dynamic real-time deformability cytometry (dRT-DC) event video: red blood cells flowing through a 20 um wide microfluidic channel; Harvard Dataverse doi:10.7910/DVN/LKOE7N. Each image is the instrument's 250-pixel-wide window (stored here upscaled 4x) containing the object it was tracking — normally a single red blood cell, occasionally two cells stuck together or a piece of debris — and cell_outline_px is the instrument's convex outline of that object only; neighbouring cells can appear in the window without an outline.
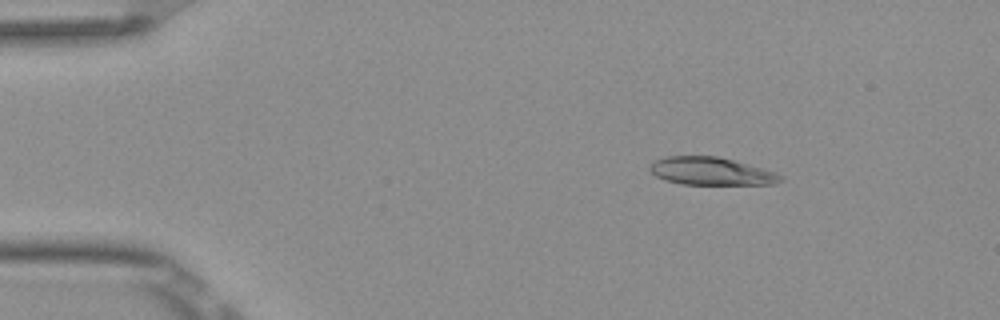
{"species": "Egyptian fruit bat (a non-hibernating species)", "species_latin": "Rousettus aegyptiacus", "temperature_condition": "room temperature", "stored_images_in_passage": 5, "camera_frame_rate_fps": 3000, "um_per_image_px": 0.085, "frame": {"image": 1, "passage_image": 3, "time_ms": 0.667, "image_size_px": [1000, 320], "cell_outline_px": [[784, 180], [776, 184], [680, 184], [664, 180], [656, 176], [648, 168], [656, 160], [668, 156], [716, 156], [732, 160], [776, 172], [784, 176]], "centroid_in_image_um": [60.47, 14.56], "position_along_channel_um": 24.5, "area_um2": 21.04}}